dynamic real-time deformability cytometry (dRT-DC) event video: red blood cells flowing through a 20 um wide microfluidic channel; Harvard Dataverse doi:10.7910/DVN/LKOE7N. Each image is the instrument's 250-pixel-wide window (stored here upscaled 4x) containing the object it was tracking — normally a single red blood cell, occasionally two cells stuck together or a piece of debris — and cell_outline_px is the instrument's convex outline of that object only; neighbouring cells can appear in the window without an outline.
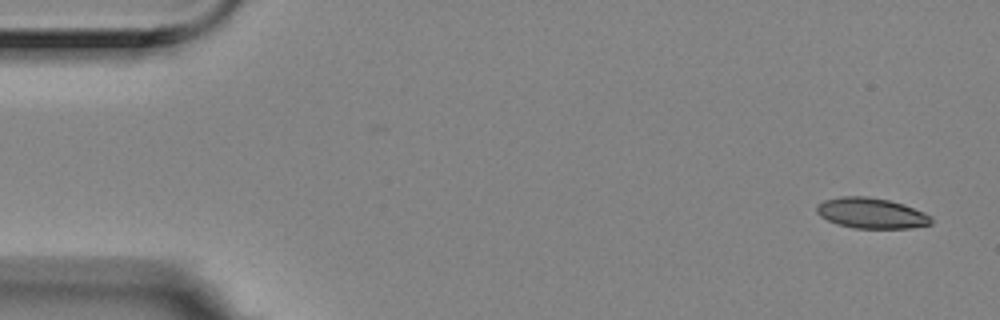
{"species": "Egyptian fruit bat (a non-hibernating species)", "species_latin": "Rousettus aegyptiacus", "temperature_condition": "room temperature", "stored_images_in_passage": 5, "camera_frame_rate_fps": 3000, "um_per_image_px": 0.085, "animal": {"sex": "female"}, "frame": {"image": 1, "passage_image": 1, "time_ms": 0.0, "image_size_px": [1000, 320], "cell_outline_px": [[932, 224], [912, 228], [856, 228], [840, 224], [828, 220], [820, 216], [816, 212], [816, 208], [824, 200], [840, 196], [868, 196], [888, 200], [904, 204], [924, 212], [932, 216]], "centroid_in_image_um": [74.1, 18.11], "position_along_channel_um": 10.9, "area_um2": 20.35}}
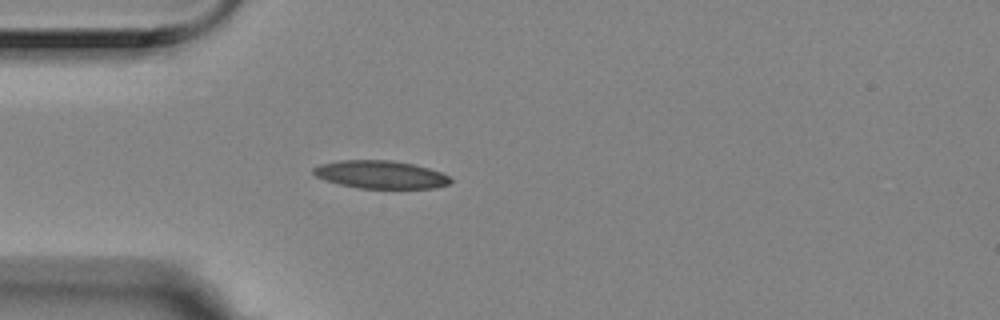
{"frame": {"image": 2, "passage_image": 5, "time_ms": 1.333, "image_size_px": [1000, 320], "cell_outline_px": [[452, 180], [448, 184], [436, 188], [360, 188], [340, 184], [316, 176], [312, 172], [312, 168], [320, 164], [340, 160], [392, 160], [416, 164], [440, 172], [448, 176]], "centroid_in_image_um": [32.36, 14.83], "position_along_channel_um": 52.6, "area_um2": 22.2}}